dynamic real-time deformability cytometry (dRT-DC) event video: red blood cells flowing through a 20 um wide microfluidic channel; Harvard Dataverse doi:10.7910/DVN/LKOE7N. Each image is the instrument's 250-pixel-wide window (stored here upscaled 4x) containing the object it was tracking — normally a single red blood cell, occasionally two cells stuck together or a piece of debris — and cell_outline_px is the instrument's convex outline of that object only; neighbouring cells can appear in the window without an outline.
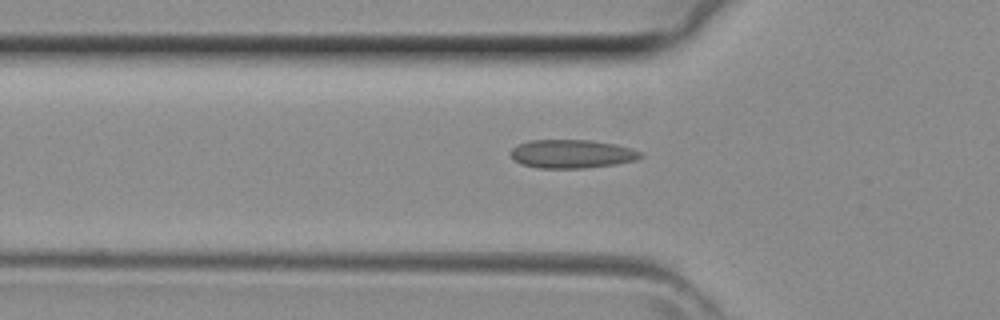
{"species": "common noctule bat (a hibernating species)", "species_latin": "Nyctalus noctula", "temperature_condition": "room temperature", "stored_images_in_passage": 38, "camera_frame_rate_fps": 3000, "um_per_image_px": 0.085, "animal": {"sex": "female", "body_mass_g": 29.2, "forearm_length_mm": 56.3}, "frame": {"image": 1, "passage_image": 11, "time_ms": 3.333, "image_size_px": [1000, 320], "cell_outline_px": [[644, 156], [636, 160], [616, 164], [584, 168], [540, 168], [520, 164], [508, 152], [512, 148], [528, 140], [592, 140], [616, 144], [632, 148], [640, 152]], "centroid_in_image_um": [48.62, 13.08], "position_along_channel_um": 77.2, "area_um2": 21.68}}
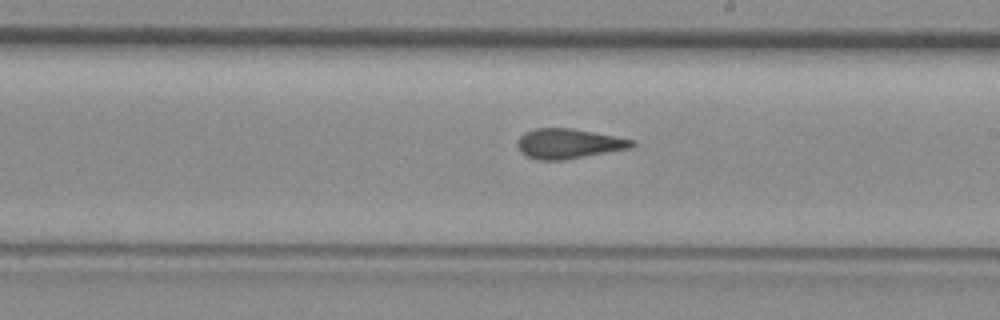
{"frame": {"image": 2, "passage_image": 21, "time_ms": 6.667, "image_size_px": [1000, 320], "cell_outline_px": [[636, 144], [632, 148], [564, 160], [540, 160], [528, 156], [520, 152], [516, 144], [520, 136], [524, 132], [536, 128], [572, 128], [636, 140]], "centroid_in_image_um": [48.34, 12.21], "position_along_channel_um": 240.7, "area_um2": 20.06}}
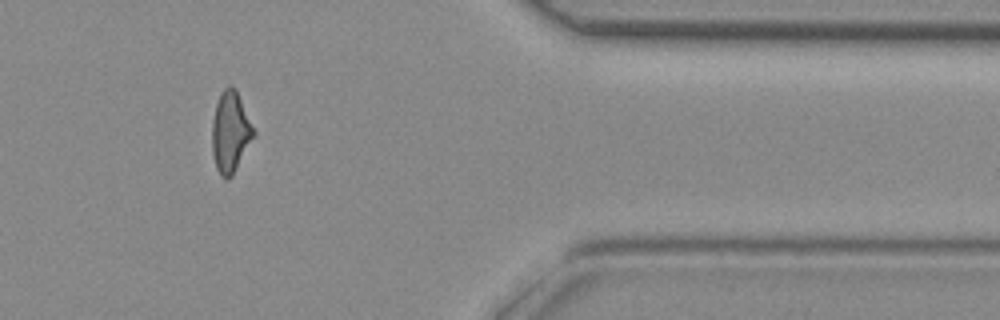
{"frame": {"image": 3, "passage_image": 32, "time_ms": 10.333, "image_size_px": [1000, 320], "cell_outline_px": [[256, 136], [232, 176], [228, 180], [224, 180], [220, 176], [216, 168], [212, 152], [212, 120], [216, 104], [224, 88], [228, 84], [232, 84], [236, 88], [256, 132]], "centroid_in_image_um": [19.6, 11.24], "position_along_channel_um": 391.8, "area_um2": 20.06}}